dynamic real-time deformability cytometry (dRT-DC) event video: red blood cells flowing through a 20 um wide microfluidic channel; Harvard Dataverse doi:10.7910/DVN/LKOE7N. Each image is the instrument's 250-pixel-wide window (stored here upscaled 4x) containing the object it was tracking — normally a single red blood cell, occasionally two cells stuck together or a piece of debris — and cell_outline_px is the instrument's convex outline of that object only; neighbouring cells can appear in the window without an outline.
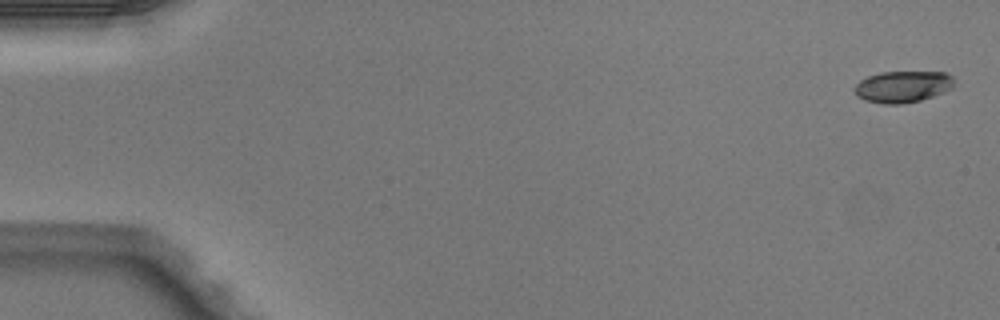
{"species": "Egyptian fruit bat (a non-hibernating species)", "species_latin": "Rousettus aegyptiacus", "temperature_condition": "warm", "stored_images_in_passage": 4, "camera_frame_rate_fps": 3000, "um_per_image_px": 0.085, "animal": {"sex": "male"}, "frame": {"image": 1, "passage_image": 1, "time_ms": 0.0, "image_size_px": [1000, 320], "cell_outline_px": [[956, 88], [920, 100], [900, 104], [884, 104], [864, 100], [856, 96], [852, 88], [860, 80], [868, 76], [880, 72], [944, 72], [952, 76]], "centroid_in_image_um": [76.73, 7.37], "position_along_channel_um": 8.3, "area_um2": 18.55}}
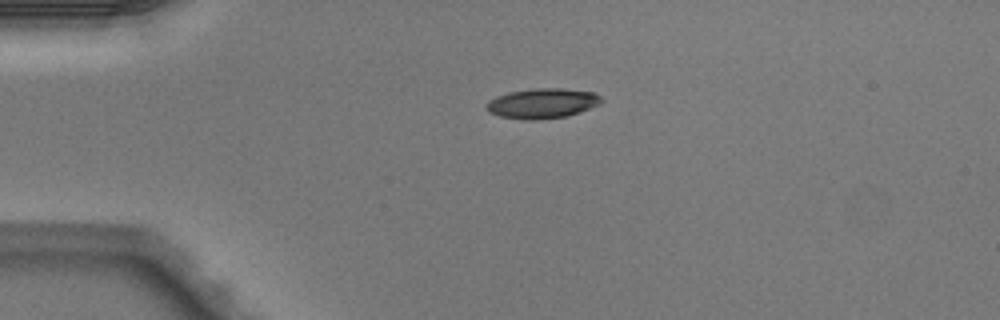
{"frame": {"image": 2, "passage_image": 4, "time_ms": 1.0, "image_size_px": [1000, 320], "cell_outline_px": [[604, 100], [600, 104], [568, 116], [532, 120], [524, 120], [500, 116], [488, 112], [484, 104], [488, 100], [496, 96], [508, 92], [536, 88], [560, 88], [596, 92]], "centroid_in_image_um": [46.08, 8.78], "position_along_channel_um": 38.9, "area_um2": 20.29}}